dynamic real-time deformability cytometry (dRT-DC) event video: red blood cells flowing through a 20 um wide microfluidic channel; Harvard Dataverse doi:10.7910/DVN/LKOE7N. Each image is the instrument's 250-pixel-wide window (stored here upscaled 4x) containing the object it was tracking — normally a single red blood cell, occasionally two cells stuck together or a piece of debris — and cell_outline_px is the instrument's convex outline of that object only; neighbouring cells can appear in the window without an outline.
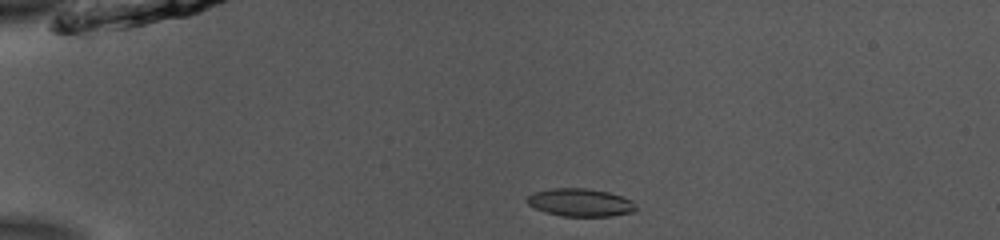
{"species": "common noctule bat (a hibernating species)", "species_latin": "Nyctalus noctula", "temperature_condition": "room temperature", "stored_images_in_passage": 41, "camera_frame_rate_fps": 3000, "um_per_image_px": 0.085, "animal": {"sex": "male", "body_mass_g": 13.0, "forearm_length_mm": 53.1}, "frame": {"image": 1, "passage_image": 1, "time_ms": 0.0, "image_size_px": [1000, 240], "cell_outline_px": [[636, 208], [632, 212], [612, 216], [560, 216], [536, 208], [528, 204], [524, 200], [528, 196], [536, 192], [552, 188], [588, 188], [608, 192], [632, 200]], "centroid_in_image_um": [49.32, 17.21], "position_along_channel_um": 35.7, "area_um2": 17.51}}
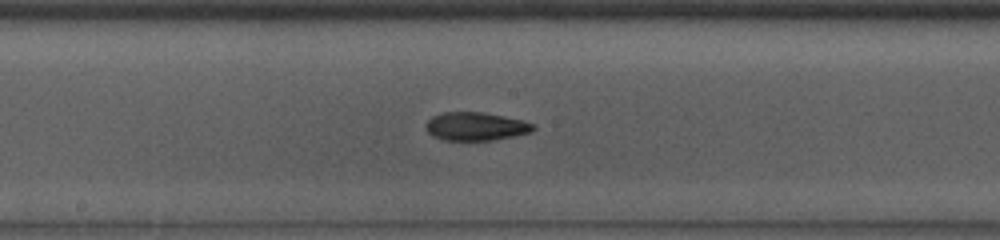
{"frame": {"image": 2, "passage_image": 18, "time_ms": 5.667, "image_size_px": [1000, 240], "cell_outline_px": [[536, 128], [532, 132], [492, 140], [444, 140], [432, 136], [428, 132], [424, 124], [432, 116], [444, 112], [480, 112], [504, 116], [524, 120], [536, 124]], "centroid_in_image_um": [40.45, 10.74], "position_along_channel_um": 207.7, "area_um2": 17.8}}
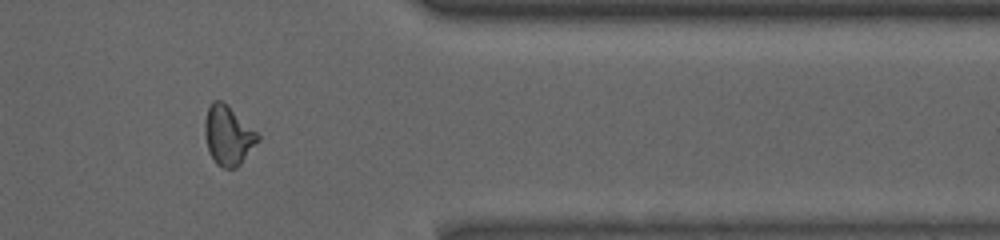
{"frame": {"image": 3, "passage_image": 33, "time_ms": 10.667, "image_size_px": [1000, 240], "cell_outline_px": [[260, 140], [240, 164], [236, 168], [224, 168], [216, 164], [208, 152], [204, 136], [204, 120], [208, 108], [212, 100], [220, 100], [256, 132], [260, 136]], "centroid_in_image_um": [19.35, 11.55], "position_along_channel_um": 392.0, "area_um2": 18.09}, "authors_computed_cell_mechanics": {"area_um2": 17.9758, "velocity_mm_per_s": 3.9003, "shape_relaxation_time_tau1_ms": null, "shape_relaxation_time_tau2_ms": 3.6905, "deformation_change_tau1": null, "deformation_change_tau2": 0.0855}}